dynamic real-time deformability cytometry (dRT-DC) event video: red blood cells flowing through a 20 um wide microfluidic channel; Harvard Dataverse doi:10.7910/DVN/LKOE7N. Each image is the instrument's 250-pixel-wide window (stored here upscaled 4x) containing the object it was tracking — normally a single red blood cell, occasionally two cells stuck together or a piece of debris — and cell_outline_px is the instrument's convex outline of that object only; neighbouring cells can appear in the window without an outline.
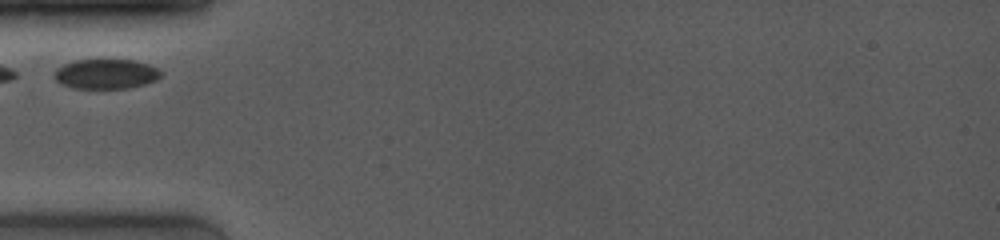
{"species": "common noctule bat (a hibernating species)", "species_latin": "Nyctalus noctula", "temperature_condition": "room temperature", "stored_images_in_passage": 25, "camera_frame_rate_fps": 4000, "um_per_image_px": 0.085, "animal": {"sex": "female", "body_mass_g": 19.0, "forearm_length_mm": 53.3}, "frame": {"image": 1, "passage_image": 1, "time_ms": 0.0, "image_size_px": [1000, 240], "cell_outline_px": [[160, 76], [156, 80], [144, 84], [128, 88], [72, 88], [60, 84], [52, 76], [56, 68], [64, 64], [76, 60], [136, 60], [160, 68]], "centroid_in_image_um": [8.98, 6.28], "position_along_channel_um": 76.0, "area_um2": 18.61}}
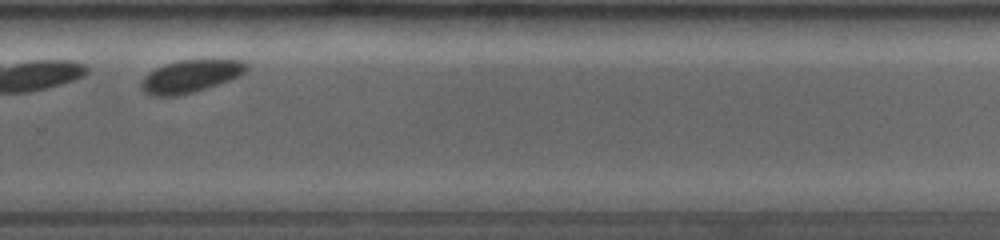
{"frame": {"image": 2, "passage_image": 18, "time_ms": 6.25, "image_size_px": [1000, 240], "cell_outline_px": [[248, 68], [240, 76], [192, 92], [176, 96], [152, 96], [144, 92], [140, 88], [140, 84], [144, 76], [148, 72], [164, 64], [176, 60], [244, 60], [248, 64]], "centroid_in_image_um": [16.15, 6.47], "position_along_channel_um": 313.7, "area_um2": 19.88}}